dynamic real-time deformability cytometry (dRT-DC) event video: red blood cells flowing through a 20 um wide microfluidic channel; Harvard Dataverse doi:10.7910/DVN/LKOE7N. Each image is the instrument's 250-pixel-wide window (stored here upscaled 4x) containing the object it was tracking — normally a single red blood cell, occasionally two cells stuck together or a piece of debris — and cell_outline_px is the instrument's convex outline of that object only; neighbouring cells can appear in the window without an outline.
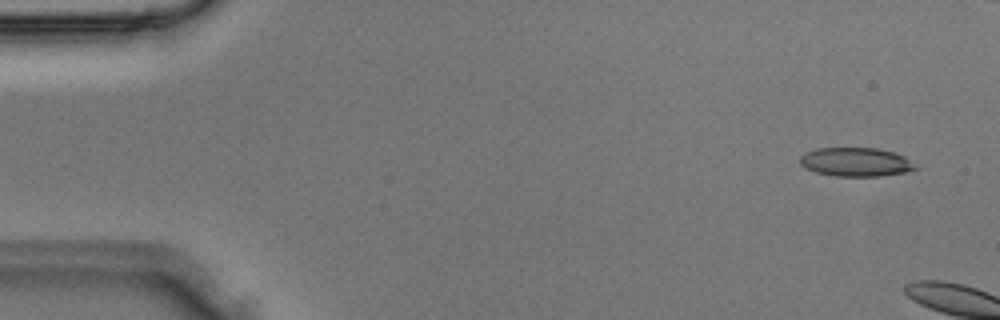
{"species": "Egyptian fruit bat (a non-hibernating species)", "species_latin": "Rousettus aegyptiacus", "temperature_condition": "room temperature", "stored_images_in_passage": 2, "camera_frame_rate_fps": 3000, "um_per_image_px": 0.085, "animal": {"sex": "male"}, "frame": {"image": 1, "passage_image": 1, "time_ms": 0.0, "image_size_px": [1000, 320], "cell_outline_px": [[920, 168], [904, 172], [880, 176], [836, 176], [816, 172], [804, 168], [800, 164], [800, 156], [804, 152], [816, 148], [876, 148], [892, 152], [904, 156]], "centroid_in_image_um": [72.71, 13.77], "position_along_channel_um": 12.3, "area_um2": 19.42}}